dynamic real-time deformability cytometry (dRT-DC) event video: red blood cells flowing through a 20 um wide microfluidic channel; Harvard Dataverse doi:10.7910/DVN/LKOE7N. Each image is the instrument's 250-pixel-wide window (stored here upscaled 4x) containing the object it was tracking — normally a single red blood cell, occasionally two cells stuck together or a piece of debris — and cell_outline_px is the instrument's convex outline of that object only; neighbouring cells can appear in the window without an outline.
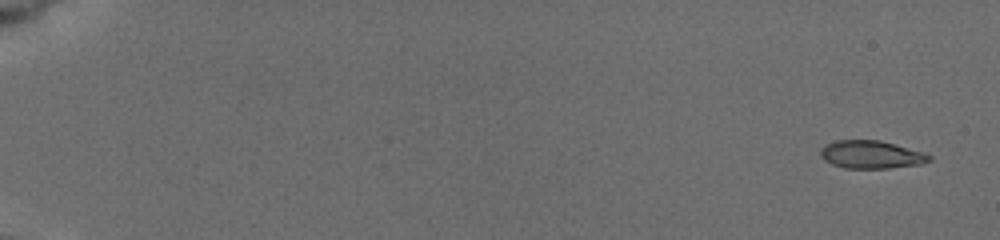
{"species": "common noctule bat (a hibernating species)", "species_latin": "Nyctalus noctula", "temperature_condition": "cold", "stored_images_in_passage": 7, "camera_frame_rate_fps": 3000, "um_per_image_px": 0.085, "animal": {"sex": "female", "body_mass_g": 19.5, "forearm_length_mm": 54.1}, "frame": {"image": 1, "passage_image": 1, "time_ms": 0.0, "image_size_px": [1000, 240], "cell_outline_px": [[932, 160], [920, 164], [888, 168], [844, 168], [832, 164], [824, 160], [820, 156], [820, 148], [836, 140], [880, 140], [920, 152], [932, 156]], "centroid_in_image_um": [74.01, 13.14], "position_along_channel_um": 11.0, "area_um2": 17.46}}
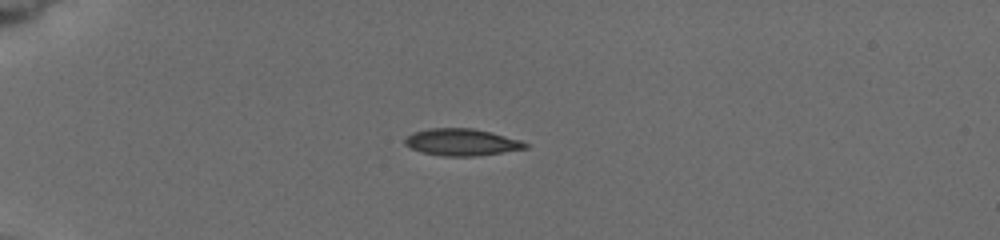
{"frame": {"image": 2, "passage_image": 6, "time_ms": 4.667, "image_size_px": [1000, 240], "cell_outline_px": [[528, 148], [472, 156], [444, 156], [424, 152], [412, 148], [404, 144], [404, 140], [412, 132], [428, 128], [472, 128], [520, 140], [528, 144]], "centroid_in_image_um": [39.2, 12.07], "position_along_channel_um": 45.8, "area_um2": 18.5}}